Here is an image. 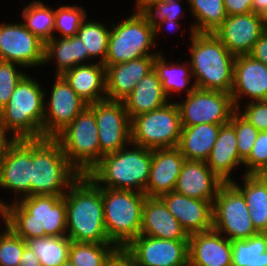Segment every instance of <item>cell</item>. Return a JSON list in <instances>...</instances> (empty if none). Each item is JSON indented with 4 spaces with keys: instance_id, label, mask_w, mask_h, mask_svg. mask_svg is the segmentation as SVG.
Masks as SVG:
<instances>
[{
    "instance_id": "cell-17",
    "label": "cell",
    "mask_w": 267,
    "mask_h": 266,
    "mask_svg": "<svg viewBox=\"0 0 267 266\" xmlns=\"http://www.w3.org/2000/svg\"><path fill=\"white\" fill-rule=\"evenodd\" d=\"M126 248L138 266H188V240L139 235Z\"/></svg>"
},
{
    "instance_id": "cell-2",
    "label": "cell",
    "mask_w": 267,
    "mask_h": 266,
    "mask_svg": "<svg viewBox=\"0 0 267 266\" xmlns=\"http://www.w3.org/2000/svg\"><path fill=\"white\" fill-rule=\"evenodd\" d=\"M63 198L66 201V235L71 241L111 243L105 230L102 188L87 174L79 175Z\"/></svg>"
},
{
    "instance_id": "cell-40",
    "label": "cell",
    "mask_w": 267,
    "mask_h": 266,
    "mask_svg": "<svg viewBox=\"0 0 267 266\" xmlns=\"http://www.w3.org/2000/svg\"><path fill=\"white\" fill-rule=\"evenodd\" d=\"M4 225V231L0 232V266H18L26 241Z\"/></svg>"
},
{
    "instance_id": "cell-50",
    "label": "cell",
    "mask_w": 267,
    "mask_h": 266,
    "mask_svg": "<svg viewBox=\"0 0 267 266\" xmlns=\"http://www.w3.org/2000/svg\"><path fill=\"white\" fill-rule=\"evenodd\" d=\"M9 133L0 125V165L4 160L8 147L15 141L13 137H7Z\"/></svg>"
},
{
    "instance_id": "cell-38",
    "label": "cell",
    "mask_w": 267,
    "mask_h": 266,
    "mask_svg": "<svg viewBox=\"0 0 267 266\" xmlns=\"http://www.w3.org/2000/svg\"><path fill=\"white\" fill-rule=\"evenodd\" d=\"M117 247L112 243H79L71 241L69 260L74 266H105Z\"/></svg>"
},
{
    "instance_id": "cell-34",
    "label": "cell",
    "mask_w": 267,
    "mask_h": 266,
    "mask_svg": "<svg viewBox=\"0 0 267 266\" xmlns=\"http://www.w3.org/2000/svg\"><path fill=\"white\" fill-rule=\"evenodd\" d=\"M26 244L42 266H60L69 259L71 240L67 235L32 238L26 240Z\"/></svg>"
},
{
    "instance_id": "cell-32",
    "label": "cell",
    "mask_w": 267,
    "mask_h": 266,
    "mask_svg": "<svg viewBox=\"0 0 267 266\" xmlns=\"http://www.w3.org/2000/svg\"><path fill=\"white\" fill-rule=\"evenodd\" d=\"M176 62L167 63L165 56L160 52L154 59V70L157 72L158 77L162 83V87L167 97H172V93H181L184 89L187 90L186 95L190 94L195 85L192 83L191 87L188 85L191 82L192 74L190 64H184V61L177 65ZM187 86V87H186Z\"/></svg>"
},
{
    "instance_id": "cell-53",
    "label": "cell",
    "mask_w": 267,
    "mask_h": 266,
    "mask_svg": "<svg viewBox=\"0 0 267 266\" xmlns=\"http://www.w3.org/2000/svg\"><path fill=\"white\" fill-rule=\"evenodd\" d=\"M252 10L254 13H260L267 5V0H252Z\"/></svg>"
},
{
    "instance_id": "cell-23",
    "label": "cell",
    "mask_w": 267,
    "mask_h": 266,
    "mask_svg": "<svg viewBox=\"0 0 267 266\" xmlns=\"http://www.w3.org/2000/svg\"><path fill=\"white\" fill-rule=\"evenodd\" d=\"M155 56L105 66L106 100L123 101L136 84L154 69Z\"/></svg>"
},
{
    "instance_id": "cell-37",
    "label": "cell",
    "mask_w": 267,
    "mask_h": 266,
    "mask_svg": "<svg viewBox=\"0 0 267 266\" xmlns=\"http://www.w3.org/2000/svg\"><path fill=\"white\" fill-rule=\"evenodd\" d=\"M87 18L82 22L77 36L84 42L85 52H89V59L100 58L104 63L106 59L110 29L105 24L91 21Z\"/></svg>"
},
{
    "instance_id": "cell-21",
    "label": "cell",
    "mask_w": 267,
    "mask_h": 266,
    "mask_svg": "<svg viewBox=\"0 0 267 266\" xmlns=\"http://www.w3.org/2000/svg\"><path fill=\"white\" fill-rule=\"evenodd\" d=\"M188 266H232V243L211 229L189 235Z\"/></svg>"
},
{
    "instance_id": "cell-24",
    "label": "cell",
    "mask_w": 267,
    "mask_h": 266,
    "mask_svg": "<svg viewBox=\"0 0 267 266\" xmlns=\"http://www.w3.org/2000/svg\"><path fill=\"white\" fill-rule=\"evenodd\" d=\"M223 183L205 161L185 160L174 191L213 203Z\"/></svg>"
},
{
    "instance_id": "cell-31",
    "label": "cell",
    "mask_w": 267,
    "mask_h": 266,
    "mask_svg": "<svg viewBox=\"0 0 267 266\" xmlns=\"http://www.w3.org/2000/svg\"><path fill=\"white\" fill-rule=\"evenodd\" d=\"M243 186L231 183L243 194L251 221L260 233L267 232V184L256 174H243Z\"/></svg>"
},
{
    "instance_id": "cell-5",
    "label": "cell",
    "mask_w": 267,
    "mask_h": 266,
    "mask_svg": "<svg viewBox=\"0 0 267 266\" xmlns=\"http://www.w3.org/2000/svg\"><path fill=\"white\" fill-rule=\"evenodd\" d=\"M38 80L25 74L9 102L0 110V125L15 140L42 139L46 92Z\"/></svg>"
},
{
    "instance_id": "cell-25",
    "label": "cell",
    "mask_w": 267,
    "mask_h": 266,
    "mask_svg": "<svg viewBox=\"0 0 267 266\" xmlns=\"http://www.w3.org/2000/svg\"><path fill=\"white\" fill-rule=\"evenodd\" d=\"M140 235L169 240H189V235L159 197L146 196Z\"/></svg>"
},
{
    "instance_id": "cell-26",
    "label": "cell",
    "mask_w": 267,
    "mask_h": 266,
    "mask_svg": "<svg viewBox=\"0 0 267 266\" xmlns=\"http://www.w3.org/2000/svg\"><path fill=\"white\" fill-rule=\"evenodd\" d=\"M80 64L62 76L69 86L87 103L106 100V78L103 63Z\"/></svg>"
},
{
    "instance_id": "cell-18",
    "label": "cell",
    "mask_w": 267,
    "mask_h": 266,
    "mask_svg": "<svg viewBox=\"0 0 267 266\" xmlns=\"http://www.w3.org/2000/svg\"><path fill=\"white\" fill-rule=\"evenodd\" d=\"M267 29V23L258 13L227 16L214 32L223 45L235 56L248 55L255 42Z\"/></svg>"
},
{
    "instance_id": "cell-36",
    "label": "cell",
    "mask_w": 267,
    "mask_h": 266,
    "mask_svg": "<svg viewBox=\"0 0 267 266\" xmlns=\"http://www.w3.org/2000/svg\"><path fill=\"white\" fill-rule=\"evenodd\" d=\"M231 243L232 266H267V232Z\"/></svg>"
},
{
    "instance_id": "cell-8",
    "label": "cell",
    "mask_w": 267,
    "mask_h": 266,
    "mask_svg": "<svg viewBox=\"0 0 267 266\" xmlns=\"http://www.w3.org/2000/svg\"><path fill=\"white\" fill-rule=\"evenodd\" d=\"M54 139L69 164L80 174H88L102 159L94 111L86 106Z\"/></svg>"
},
{
    "instance_id": "cell-16",
    "label": "cell",
    "mask_w": 267,
    "mask_h": 266,
    "mask_svg": "<svg viewBox=\"0 0 267 266\" xmlns=\"http://www.w3.org/2000/svg\"><path fill=\"white\" fill-rule=\"evenodd\" d=\"M31 179L32 139L15 140L8 147L0 165V187L17 194L12 202H18L21 198L31 196Z\"/></svg>"
},
{
    "instance_id": "cell-56",
    "label": "cell",
    "mask_w": 267,
    "mask_h": 266,
    "mask_svg": "<svg viewBox=\"0 0 267 266\" xmlns=\"http://www.w3.org/2000/svg\"><path fill=\"white\" fill-rule=\"evenodd\" d=\"M60 266H74L70 260L68 259L66 262H64L63 264H61Z\"/></svg>"
},
{
    "instance_id": "cell-22",
    "label": "cell",
    "mask_w": 267,
    "mask_h": 266,
    "mask_svg": "<svg viewBox=\"0 0 267 266\" xmlns=\"http://www.w3.org/2000/svg\"><path fill=\"white\" fill-rule=\"evenodd\" d=\"M184 161L178 147L152 149V164L144 194L160 197L174 191Z\"/></svg>"
},
{
    "instance_id": "cell-4",
    "label": "cell",
    "mask_w": 267,
    "mask_h": 266,
    "mask_svg": "<svg viewBox=\"0 0 267 266\" xmlns=\"http://www.w3.org/2000/svg\"><path fill=\"white\" fill-rule=\"evenodd\" d=\"M128 147L104 155L87 175L100 188L144 193L150 175L152 149L132 143Z\"/></svg>"
},
{
    "instance_id": "cell-42",
    "label": "cell",
    "mask_w": 267,
    "mask_h": 266,
    "mask_svg": "<svg viewBox=\"0 0 267 266\" xmlns=\"http://www.w3.org/2000/svg\"><path fill=\"white\" fill-rule=\"evenodd\" d=\"M18 66L23 67L18 63L0 61V110L9 102L16 85L26 74Z\"/></svg>"
},
{
    "instance_id": "cell-27",
    "label": "cell",
    "mask_w": 267,
    "mask_h": 266,
    "mask_svg": "<svg viewBox=\"0 0 267 266\" xmlns=\"http://www.w3.org/2000/svg\"><path fill=\"white\" fill-rule=\"evenodd\" d=\"M207 166L224 182H232V171L243 166L237 149L234 126L228 122L221 125L217 140L205 161Z\"/></svg>"
},
{
    "instance_id": "cell-15",
    "label": "cell",
    "mask_w": 267,
    "mask_h": 266,
    "mask_svg": "<svg viewBox=\"0 0 267 266\" xmlns=\"http://www.w3.org/2000/svg\"><path fill=\"white\" fill-rule=\"evenodd\" d=\"M45 43L23 23L0 24V61L18 63L23 68L44 64Z\"/></svg>"
},
{
    "instance_id": "cell-43",
    "label": "cell",
    "mask_w": 267,
    "mask_h": 266,
    "mask_svg": "<svg viewBox=\"0 0 267 266\" xmlns=\"http://www.w3.org/2000/svg\"><path fill=\"white\" fill-rule=\"evenodd\" d=\"M244 174H257L267 166V131L259 132L249 157L243 162Z\"/></svg>"
},
{
    "instance_id": "cell-9",
    "label": "cell",
    "mask_w": 267,
    "mask_h": 266,
    "mask_svg": "<svg viewBox=\"0 0 267 266\" xmlns=\"http://www.w3.org/2000/svg\"><path fill=\"white\" fill-rule=\"evenodd\" d=\"M110 27L104 66L145 56H156L160 53L153 50L156 46L154 25L144 12L135 11L125 20H120L117 24L113 23Z\"/></svg>"
},
{
    "instance_id": "cell-39",
    "label": "cell",
    "mask_w": 267,
    "mask_h": 266,
    "mask_svg": "<svg viewBox=\"0 0 267 266\" xmlns=\"http://www.w3.org/2000/svg\"><path fill=\"white\" fill-rule=\"evenodd\" d=\"M86 10L77 5H61L55 9L54 32L59 31L61 38L77 35L82 22L88 18Z\"/></svg>"
},
{
    "instance_id": "cell-6",
    "label": "cell",
    "mask_w": 267,
    "mask_h": 266,
    "mask_svg": "<svg viewBox=\"0 0 267 266\" xmlns=\"http://www.w3.org/2000/svg\"><path fill=\"white\" fill-rule=\"evenodd\" d=\"M79 175L54 138L32 139L31 196H64Z\"/></svg>"
},
{
    "instance_id": "cell-35",
    "label": "cell",
    "mask_w": 267,
    "mask_h": 266,
    "mask_svg": "<svg viewBox=\"0 0 267 266\" xmlns=\"http://www.w3.org/2000/svg\"><path fill=\"white\" fill-rule=\"evenodd\" d=\"M53 9L44 5L43 1L32 0L23 7L21 13L25 27L44 43L55 37V10Z\"/></svg>"
},
{
    "instance_id": "cell-47",
    "label": "cell",
    "mask_w": 267,
    "mask_h": 266,
    "mask_svg": "<svg viewBox=\"0 0 267 266\" xmlns=\"http://www.w3.org/2000/svg\"><path fill=\"white\" fill-rule=\"evenodd\" d=\"M227 16L253 12L252 0H223Z\"/></svg>"
},
{
    "instance_id": "cell-44",
    "label": "cell",
    "mask_w": 267,
    "mask_h": 266,
    "mask_svg": "<svg viewBox=\"0 0 267 266\" xmlns=\"http://www.w3.org/2000/svg\"><path fill=\"white\" fill-rule=\"evenodd\" d=\"M179 3L180 0L155 2L144 13L153 25L163 19L180 21L179 19L183 16L182 14H184V11L182 12V6Z\"/></svg>"
},
{
    "instance_id": "cell-11",
    "label": "cell",
    "mask_w": 267,
    "mask_h": 266,
    "mask_svg": "<svg viewBox=\"0 0 267 266\" xmlns=\"http://www.w3.org/2000/svg\"><path fill=\"white\" fill-rule=\"evenodd\" d=\"M213 229L230 241L245 240L259 232L253 226L243 194L231 183H223L213 202Z\"/></svg>"
},
{
    "instance_id": "cell-49",
    "label": "cell",
    "mask_w": 267,
    "mask_h": 266,
    "mask_svg": "<svg viewBox=\"0 0 267 266\" xmlns=\"http://www.w3.org/2000/svg\"><path fill=\"white\" fill-rule=\"evenodd\" d=\"M18 266H42L34 252L26 246L23 250L21 261Z\"/></svg>"
},
{
    "instance_id": "cell-45",
    "label": "cell",
    "mask_w": 267,
    "mask_h": 266,
    "mask_svg": "<svg viewBox=\"0 0 267 266\" xmlns=\"http://www.w3.org/2000/svg\"><path fill=\"white\" fill-rule=\"evenodd\" d=\"M243 109L236 110L258 131H267V100L247 102Z\"/></svg>"
},
{
    "instance_id": "cell-7",
    "label": "cell",
    "mask_w": 267,
    "mask_h": 266,
    "mask_svg": "<svg viewBox=\"0 0 267 266\" xmlns=\"http://www.w3.org/2000/svg\"><path fill=\"white\" fill-rule=\"evenodd\" d=\"M145 198L142 192L102 188L105 230L116 247H127L140 235Z\"/></svg>"
},
{
    "instance_id": "cell-19",
    "label": "cell",
    "mask_w": 267,
    "mask_h": 266,
    "mask_svg": "<svg viewBox=\"0 0 267 266\" xmlns=\"http://www.w3.org/2000/svg\"><path fill=\"white\" fill-rule=\"evenodd\" d=\"M230 95L236 109L243 97L249 102L267 100V66L250 55L236 56Z\"/></svg>"
},
{
    "instance_id": "cell-30",
    "label": "cell",
    "mask_w": 267,
    "mask_h": 266,
    "mask_svg": "<svg viewBox=\"0 0 267 266\" xmlns=\"http://www.w3.org/2000/svg\"><path fill=\"white\" fill-rule=\"evenodd\" d=\"M220 128V124L209 123L182 127L178 148L185 160L206 161Z\"/></svg>"
},
{
    "instance_id": "cell-46",
    "label": "cell",
    "mask_w": 267,
    "mask_h": 266,
    "mask_svg": "<svg viewBox=\"0 0 267 266\" xmlns=\"http://www.w3.org/2000/svg\"><path fill=\"white\" fill-rule=\"evenodd\" d=\"M105 266H138L135 257L126 247H117L108 257Z\"/></svg>"
},
{
    "instance_id": "cell-55",
    "label": "cell",
    "mask_w": 267,
    "mask_h": 266,
    "mask_svg": "<svg viewBox=\"0 0 267 266\" xmlns=\"http://www.w3.org/2000/svg\"><path fill=\"white\" fill-rule=\"evenodd\" d=\"M259 14L262 16V18L267 23V5H266V7Z\"/></svg>"
},
{
    "instance_id": "cell-28",
    "label": "cell",
    "mask_w": 267,
    "mask_h": 266,
    "mask_svg": "<svg viewBox=\"0 0 267 266\" xmlns=\"http://www.w3.org/2000/svg\"><path fill=\"white\" fill-rule=\"evenodd\" d=\"M157 72L153 69L134 87L123 100L129 118L158 109L169 102Z\"/></svg>"
},
{
    "instance_id": "cell-14",
    "label": "cell",
    "mask_w": 267,
    "mask_h": 266,
    "mask_svg": "<svg viewBox=\"0 0 267 266\" xmlns=\"http://www.w3.org/2000/svg\"><path fill=\"white\" fill-rule=\"evenodd\" d=\"M54 80L50 99L44 106L43 138H54L88 106L62 75H56Z\"/></svg>"
},
{
    "instance_id": "cell-33",
    "label": "cell",
    "mask_w": 267,
    "mask_h": 266,
    "mask_svg": "<svg viewBox=\"0 0 267 266\" xmlns=\"http://www.w3.org/2000/svg\"><path fill=\"white\" fill-rule=\"evenodd\" d=\"M195 23L190 26V35L194 32L214 33L227 17L223 0H187Z\"/></svg>"
},
{
    "instance_id": "cell-48",
    "label": "cell",
    "mask_w": 267,
    "mask_h": 266,
    "mask_svg": "<svg viewBox=\"0 0 267 266\" xmlns=\"http://www.w3.org/2000/svg\"><path fill=\"white\" fill-rule=\"evenodd\" d=\"M253 59L262 62L267 66V29L261 34L255 42L253 49L248 54Z\"/></svg>"
},
{
    "instance_id": "cell-3",
    "label": "cell",
    "mask_w": 267,
    "mask_h": 266,
    "mask_svg": "<svg viewBox=\"0 0 267 266\" xmlns=\"http://www.w3.org/2000/svg\"><path fill=\"white\" fill-rule=\"evenodd\" d=\"M189 38L195 88L231 93L236 56L214 33L194 32Z\"/></svg>"
},
{
    "instance_id": "cell-10",
    "label": "cell",
    "mask_w": 267,
    "mask_h": 266,
    "mask_svg": "<svg viewBox=\"0 0 267 266\" xmlns=\"http://www.w3.org/2000/svg\"><path fill=\"white\" fill-rule=\"evenodd\" d=\"M181 132L175 101L131 120V143L148 149L178 147Z\"/></svg>"
},
{
    "instance_id": "cell-13",
    "label": "cell",
    "mask_w": 267,
    "mask_h": 266,
    "mask_svg": "<svg viewBox=\"0 0 267 266\" xmlns=\"http://www.w3.org/2000/svg\"><path fill=\"white\" fill-rule=\"evenodd\" d=\"M94 111L101 154L115 153L131 143V119L123 101L88 104Z\"/></svg>"
},
{
    "instance_id": "cell-51",
    "label": "cell",
    "mask_w": 267,
    "mask_h": 266,
    "mask_svg": "<svg viewBox=\"0 0 267 266\" xmlns=\"http://www.w3.org/2000/svg\"><path fill=\"white\" fill-rule=\"evenodd\" d=\"M168 26L166 29L167 31H171V30H176L179 29V25L180 23H178V21H174V20H166L163 19L161 21H158L155 25H154V41H155V45H157V40H156V36L158 37V34L161 32V30L163 31L162 27ZM160 31V32H159ZM175 32V31H174Z\"/></svg>"
},
{
    "instance_id": "cell-54",
    "label": "cell",
    "mask_w": 267,
    "mask_h": 266,
    "mask_svg": "<svg viewBox=\"0 0 267 266\" xmlns=\"http://www.w3.org/2000/svg\"><path fill=\"white\" fill-rule=\"evenodd\" d=\"M267 184V166L264 167L259 173L256 174Z\"/></svg>"
},
{
    "instance_id": "cell-41",
    "label": "cell",
    "mask_w": 267,
    "mask_h": 266,
    "mask_svg": "<svg viewBox=\"0 0 267 266\" xmlns=\"http://www.w3.org/2000/svg\"><path fill=\"white\" fill-rule=\"evenodd\" d=\"M235 130L239 158L244 162L250 155L260 131L244 119L236 110L229 121Z\"/></svg>"
},
{
    "instance_id": "cell-1",
    "label": "cell",
    "mask_w": 267,
    "mask_h": 266,
    "mask_svg": "<svg viewBox=\"0 0 267 266\" xmlns=\"http://www.w3.org/2000/svg\"><path fill=\"white\" fill-rule=\"evenodd\" d=\"M0 214L2 222L25 241L65 236L67 232L66 201L63 196H27L10 204L0 199Z\"/></svg>"
},
{
    "instance_id": "cell-29",
    "label": "cell",
    "mask_w": 267,
    "mask_h": 266,
    "mask_svg": "<svg viewBox=\"0 0 267 266\" xmlns=\"http://www.w3.org/2000/svg\"><path fill=\"white\" fill-rule=\"evenodd\" d=\"M89 52H85L84 42L76 35L69 38H61L55 35L45 43L44 65L55 61L56 74L63 75L71 68L87 64Z\"/></svg>"
},
{
    "instance_id": "cell-52",
    "label": "cell",
    "mask_w": 267,
    "mask_h": 266,
    "mask_svg": "<svg viewBox=\"0 0 267 266\" xmlns=\"http://www.w3.org/2000/svg\"><path fill=\"white\" fill-rule=\"evenodd\" d=\"M165 0H135V11L145 12L155 2H161Z\"/></svg>"
},
{
    "instance_id": "cell-20",
    "label": "cell",
    "mask_w": 267,
    "mask_h": 266,
    "mask_svg": "<svg viewBox=\"0 0 267 266\" xmlns=\"http://www.w3.org/2000/svg\"><path fill=\"white\" fill-rule=\"evenodd\" d=\"M188 235L213 229V203L175 191L159 197Z\"/></svg>"
},
{
    "instance_id": "cell-12",
    "label": "cell",
    "mask_w": 267,
    "mask_h": 266,
    "mask_svg": "<svg viewBox=\"0 0 267 266\" xmlns=\"http://www.w3.org/2000/svg\"><path fill=\"white\" fill-rule=\"evenodd\" d=\"M181 102L179 109L182 127L198 124H226L236 111L230 93L194 88Z\"/></svg>"
}]
</instances>
